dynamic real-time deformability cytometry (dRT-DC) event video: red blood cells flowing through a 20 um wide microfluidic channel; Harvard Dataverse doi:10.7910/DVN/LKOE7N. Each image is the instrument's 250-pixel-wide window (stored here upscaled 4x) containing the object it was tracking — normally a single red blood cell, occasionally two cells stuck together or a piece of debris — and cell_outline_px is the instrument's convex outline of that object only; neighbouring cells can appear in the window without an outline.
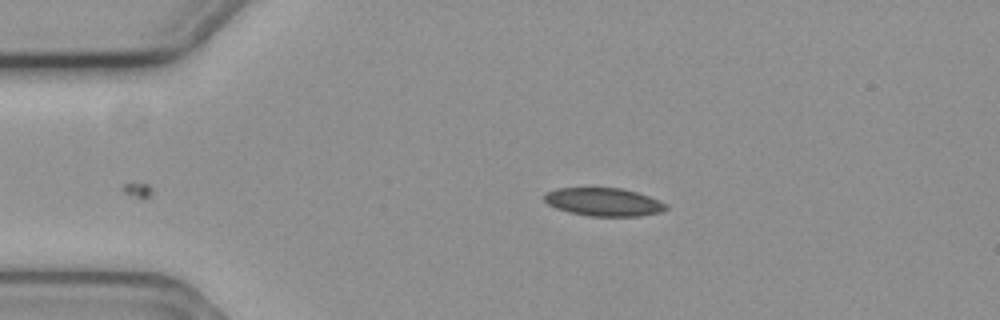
{"species": "common noctule bat (a hibernating species)", "species_latin": "Nyctalus noctula", "temperature_condition": "cold", "stored_images_in_passage": 6, "camera_frame_rate_fps": 3000, "um_per_image_px": 0.085, "animal": {"sex": "female", "body_mass_g": 19.3, "forearm_length_mm": 54.1}, "frame": {"image": 1, "passage_image": 6, "time_ms": 1.667, "image_size_px": [1000, 320], "cell_outline_px": [[668, 208], [660, 212], [640, 216], [588, 216], [568, 212], [556, 208], [548, 204], [544, 200], [544, 196], [548, 192], [556, 188], [620, 188], [636, 192], [648, 196], [668, 204]], "centroid_in_image_um": [51.31, 17.17], "position_along_channel_um": 33.7, "area_um2": 19.88}}